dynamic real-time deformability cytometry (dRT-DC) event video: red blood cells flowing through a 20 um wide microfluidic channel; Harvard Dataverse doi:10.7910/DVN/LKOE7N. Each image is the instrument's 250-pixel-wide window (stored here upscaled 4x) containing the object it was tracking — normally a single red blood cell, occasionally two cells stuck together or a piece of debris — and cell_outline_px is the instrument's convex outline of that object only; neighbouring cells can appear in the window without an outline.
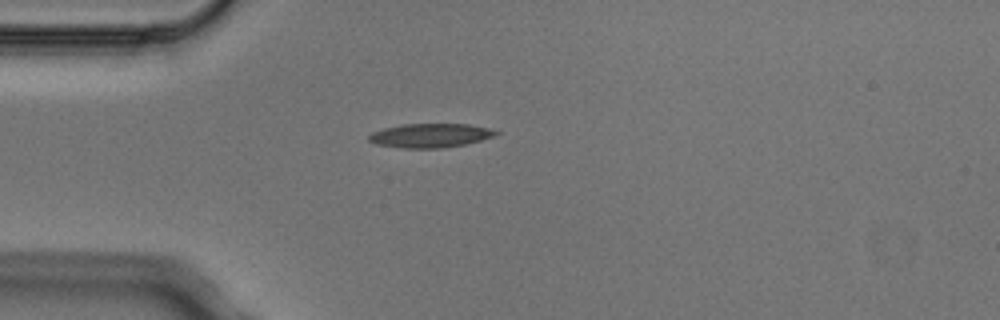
{"species": "Egyptian fruit bat (a non-hibernating species)", "species_latin": "Rousettus aegyptiacus", "temperature_condition": "cold", "stored_images_in_passage": 1, "camera_frame_rate_fps": 3000, "um_per_image_px": 0.085, "animal": {"sex": "male"}, "frame": {"image": 1, "passage_image": 1, "time_ms": 0.0, "image_size_px": [1000, 320], "cell_outline_px": [[500, 132], [496, 136], [464, 144], [444, 148], [400, 148], [376, 144], [368, 140], [368, 136], [372, 132], [384, 128], [404, 124], [468, 124], [488, 128]], "centroid_in_image_um": [36.56, 11.52], "position_along_channel_um": 48.4, "area_um2": 17.74}}